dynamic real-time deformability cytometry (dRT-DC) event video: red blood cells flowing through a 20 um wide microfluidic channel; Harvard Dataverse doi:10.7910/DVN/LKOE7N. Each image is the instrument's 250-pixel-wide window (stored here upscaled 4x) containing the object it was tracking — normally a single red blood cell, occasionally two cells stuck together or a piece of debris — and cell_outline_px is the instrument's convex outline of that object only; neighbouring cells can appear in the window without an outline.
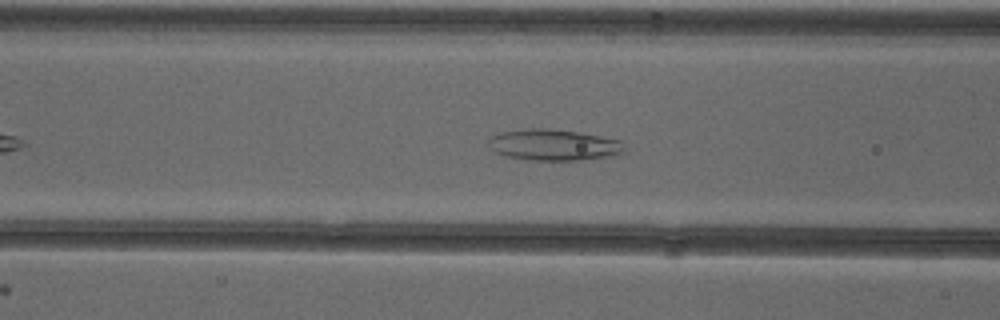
{"species": "common noctule bat (a hibernating species)", "species_latin": "Nyctalus noctula", "temperature_condition": "cold", "stored_images_in_passage": 35, "camera_frame_rate_fps": 3000, "um_per_image_px": 0.085, "animal": {"sex": "female"}, "frame": {"image": 1, "passage_image": 11, "time_ms": 3.333, "image_size_px": [1000, 320], "cell_outline_px": [[624, 152], [612, 156], [580, 160], [524, 160], [508, 156], [496, 152], [488, 144], [488, 140], [492, 136], [500, 132], [524, 128], [548, 128], [580, 132], [624, 140]], "centroid_in_image_um": [47.1, 12.3], "position_along_channel_um": 119.5, "area_um2": 25.03}}
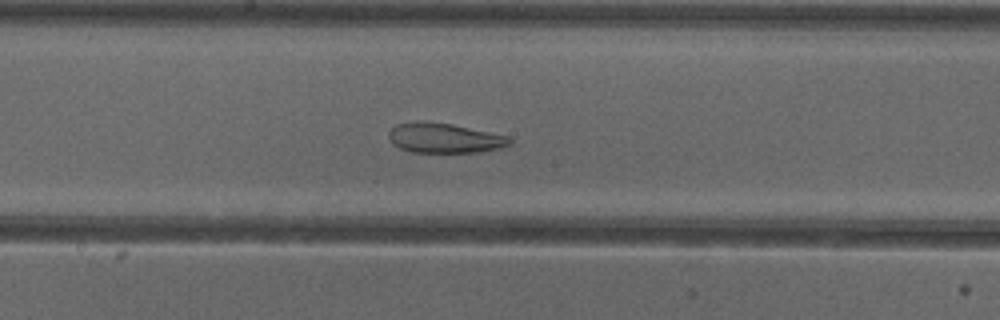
{"frame": {"image": 2, "passage_image": 18, "time_ms": 5.667, "image_size_px": [1000, 320], "cell_outline_px": [[512, 144], [500, 148], [480, 152], [412, 152], [400, 148], [392, 144], [388, 136], [388, 132], [396, 124], [416, 120], [424, 120], [452, 124], [512, 136]], "centroid_in_image_um": [37.79, 11.72], "position_along_channel_um": 210.4, "area_um2": 21.5}}
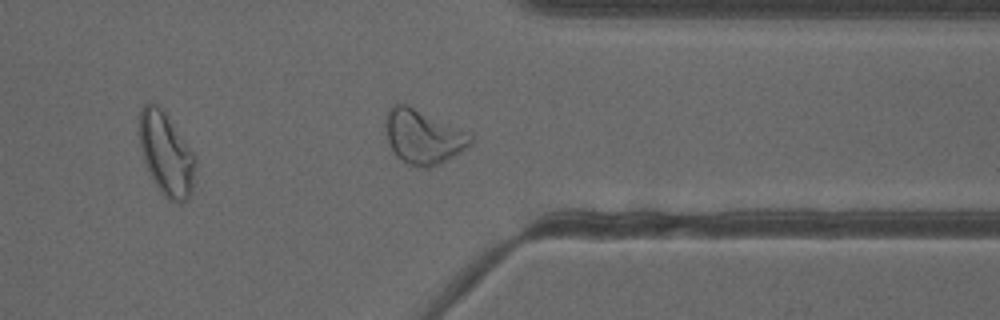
{"frame": {"image": 3, "passage_image": 31, "time_ms": 10.0, "image_size_px": [1000, 320], "cell_outline_px": [[472, 144], [460, 152], [440, 164], [428, 168], [420, 168], [408, 164], [396, 156], [388, 144], [384, 128], [384, 124], [388, 112], [392, 104], [408, 104], [468, 132], [472, 136]], "centroid_in_image_um": [35.94, 11.63], "position_along_channel_um": 375.5, "area_um2": 27.05}, "authors_computed_cell_mechanics": {"area_um2": 24.276, "velocity_mm_per_s": 3.8845, "shape_relaxation_time_tau1_ms": null, "shape_relaxation_time_tau2_ms": 2.8463, "deformation_change_tau1": null, "deformation_change_tau2": 0.1081}}